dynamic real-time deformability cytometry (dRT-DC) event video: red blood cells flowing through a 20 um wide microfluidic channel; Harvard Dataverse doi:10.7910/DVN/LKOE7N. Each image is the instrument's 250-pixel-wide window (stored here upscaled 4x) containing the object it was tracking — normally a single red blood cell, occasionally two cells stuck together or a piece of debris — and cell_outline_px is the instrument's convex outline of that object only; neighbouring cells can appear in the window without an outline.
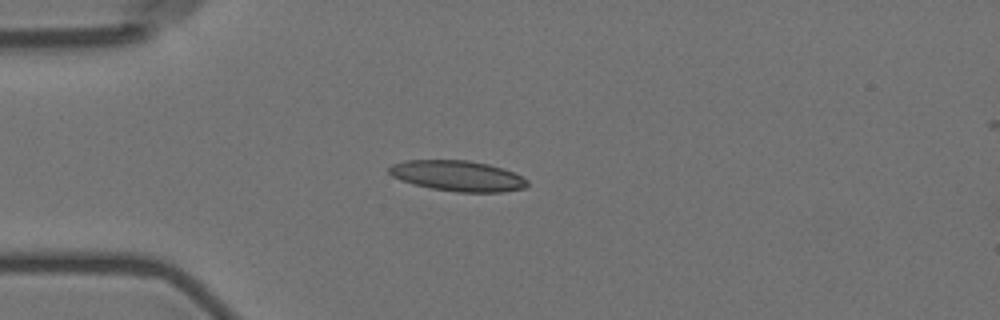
{"species": "Egyptian fruit bat (a non-hibernating species)", "species_latin": "Rousettus aegyptiacus", "temperature_condition": "room temperature", "stored_images_in_passage": 11, "camera_frame_rate_fps": 3000, "um_per_image_px": 0.085, "animal": {"sex": "female"}, "frame": {"image": 1, "passage_image": 4, "time_ms": 4.333, "image_size_px": [1000, 320], "cell_outline_px": [[528, 184], [524, 188], [504, 192], [456, 192], [432, 188], [412, 184], [400, 180], [392, 176], [388, 172], [388, 168], [392, 164], [404, 160], [468, 160], [488, 164], [504, 168], [528, 180]], "centroid_in_image_um": [38.88, 14.95], "position_along_channel_um": 46.1, "area_um2": 24.74}}
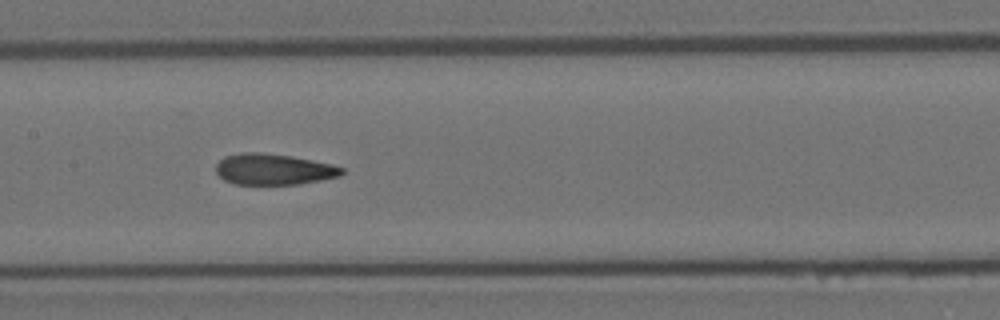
{"frame": {"image": 2, "passage_image": 8, "time_ms": 8.667, "image_size_px": [1000, 320], "cell_outline_px": [[344, 172], [340, 176], [300, 184], [236, 184], [224, 180], [216, 172], [216, 164], [224, 156], [240, 152], [260, 152], [292, 156], [332, 164], [344, 168]], "centroid_in_image_um": [23.25, 14.38], "position_along_channel_um": 184.2, "area_um2": 22.83}}
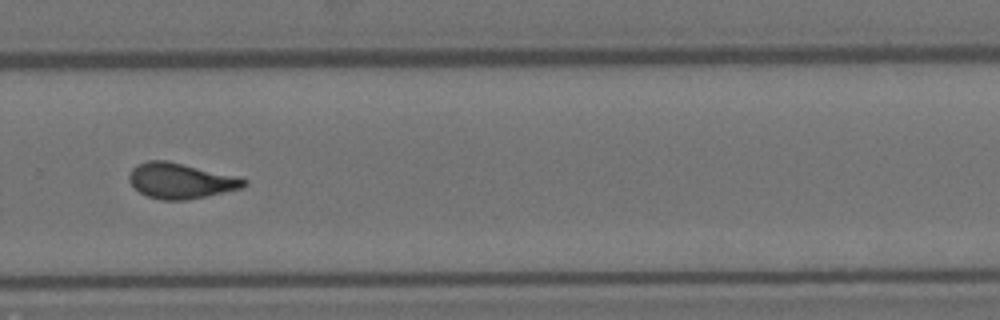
{"frame": {"image": 3, "passage_image": 11, "time_ms": 12.333, "image_size_px": [1000, 320], "cell_outline_px": [[248, 184], [244, 188], [188, 200], [160, 200], [148, 196], [140, 192], [128, 180], [128, 176], [132, 168], [136, 164], [148, 160], [164, 160], [248, 180]], "centroid_in_image_um": [15.32, 15.39], "position_along_channel_um": 314.5, "area_um2": 23.35}}